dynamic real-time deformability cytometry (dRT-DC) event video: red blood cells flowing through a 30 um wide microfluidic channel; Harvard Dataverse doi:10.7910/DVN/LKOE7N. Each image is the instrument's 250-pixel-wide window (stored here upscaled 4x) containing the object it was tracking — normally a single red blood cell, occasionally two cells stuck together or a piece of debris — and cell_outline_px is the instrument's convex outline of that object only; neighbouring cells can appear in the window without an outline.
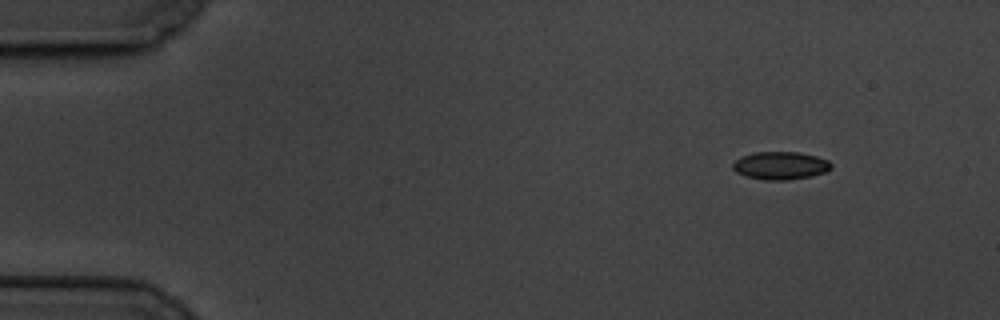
{"species": "common noctule bat (a hibernating species)", "species_latin": "Nyctalus noctula", "temperature_condition": "cold", "stored_images_in_passage": 54, "camera_frame_rate_fps": 3000, "um_per_image_px": 0.085, "animal": {"sex": "male", "body_mass_g": 19.5, "forearm_length_mm": 54.6}, "frame": {"image": 1, "passage_image": 1, "time_ms": 0.0, "image_size_px": [1000, 320], "cell_outline_px": [[832, 168], [824, 172], [808, 176], [788, 180], [764, 180], [744, 176], [736, 172], [732, 168], [732, 164], [740, 156], [752, 152], [796, 152], [816, 156], [828, 160], [832, 164]], "centroid_in_image_um": [66.29, 14.07], "position_along_channel_um": 18.7, "area_um2": 16.01}}
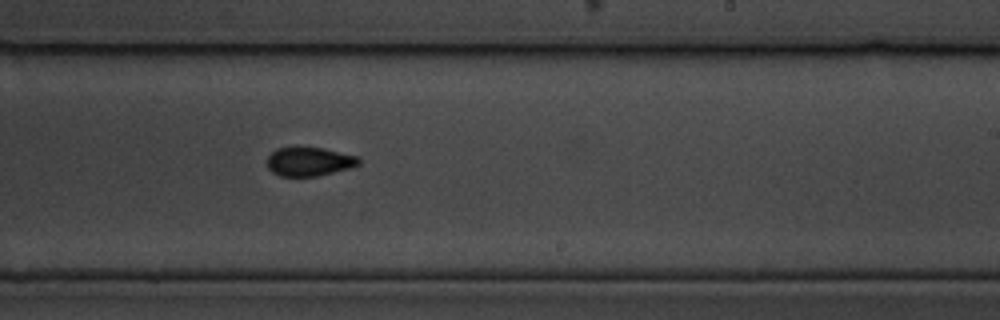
{"frame": {"image": 2, "passage_image": 31, "time_ms": 10.0, "image_size_px": [1000, 320], "cell_outline_px": [[360, 164], [348, 168], [316, 176], [280, 176], [272, 172], [268, 168], [268, 156], [276, 148], [324, 148], [360, 156]], "centroid_in_image_um": [26.3, 13.73], "position_along_channel_um": 262.7, "area_um2": 15.26}}
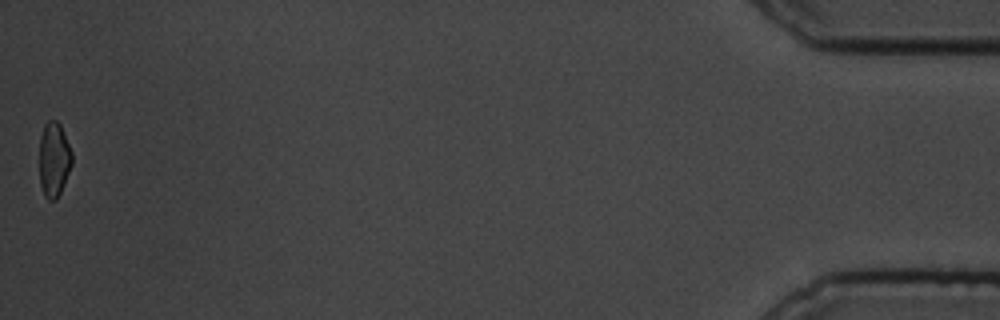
{"frame": {"image": 3, "passage_image": 54, "time_ms": 17.667, "image_size_px": [1000, 320], "cell_outline_px": [[72, 164], [60, 192], [56, 200], [48, 200], [44, 196], [40, 184], [40, 136], [44, 124], [48, 120], [56, 120], [60, 124], [72, 152]], "centroid_in_image_um": [4.58, 13.55], "position_along_channel_um": 430.6, "area_um2": 14.16}, "authors_computed_cell_mechanics": {"area_um2": 16.0684, "velocity_mm_per_s": 3.3895, "shape_relaxation_time_tau1_ms": 4.3856, "shape_relaxation_time_tau2_ms": 4.1266, "deformation_change_tau1": 0.1104, "deformation_change_tau2": 0.0724}}